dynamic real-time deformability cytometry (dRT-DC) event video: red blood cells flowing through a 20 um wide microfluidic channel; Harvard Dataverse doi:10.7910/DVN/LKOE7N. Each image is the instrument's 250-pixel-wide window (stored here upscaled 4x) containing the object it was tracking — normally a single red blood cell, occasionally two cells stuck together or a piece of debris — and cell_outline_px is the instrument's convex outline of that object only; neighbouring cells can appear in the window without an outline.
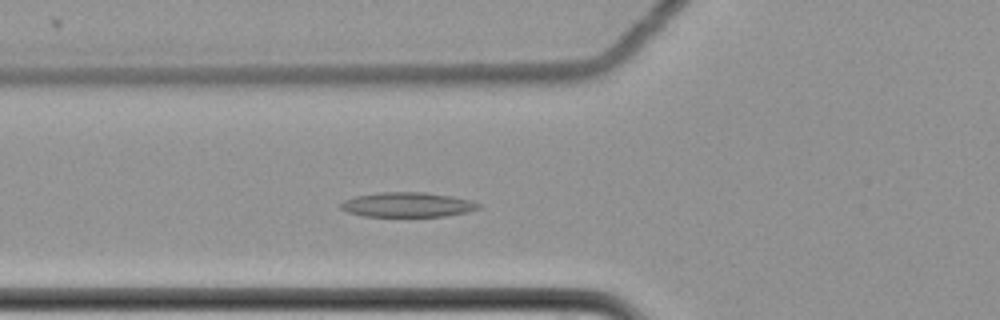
{"species": "common noctule bat (a hibernating species)", "species_latin": "Nyctalus noctula", "temperature_condition": "cold", "stored_images_in_passage": 55, "camera_frame_rate_fps": 3000, "um_per_image_px": 0.085, "animal": {"sex": "female", "body_mass_g": 22.7, "forearm_length_mm": 54.2}, "frame": {"image": 1, "passage_image": 18, "time_ms": 5.667, "image_size_px": [1000, 320], "cell_outline_px": [[480, 208], [464, 212], [444, 216], [364, 216], [348, 212], [340, 208], [340, 204], [344, 200], [356, 196], [380, 192], [424, 192], [452, 196], [468, 200], [480, 204]], "centroid_in_image_um": [34.6, 17.39], "position_along_channel_um": 91.2, "area_um2": 19.59}}
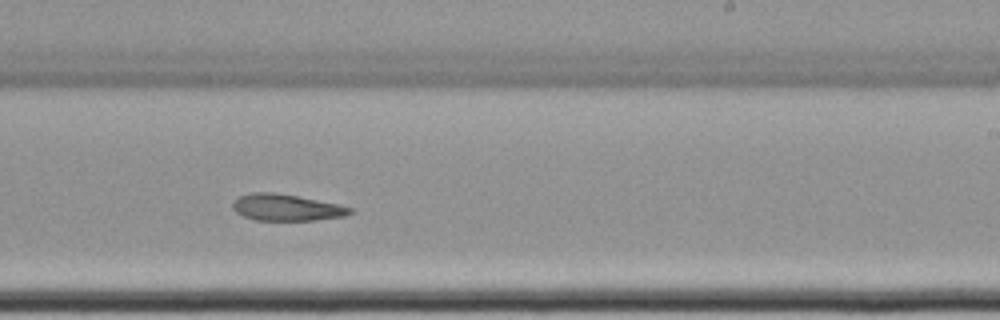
{"frame": {"image": 2, "passage_image": 33, "time_ms": 10.667, "image_size_px": [1000, 320], "cell_outline_px": [[352, 212], [344, 216], [312, 220], [256, 220], [244, 216], [236, 212], [232, 208], [232, 204], [240, 196], [252, 192], [272, 192], [296, 196], [336, 204], [352, 208]], "centroid_in_image_um": [24.3, 17.64], "position_along_channel_um": 264.7, "area_um2": 17.74}}
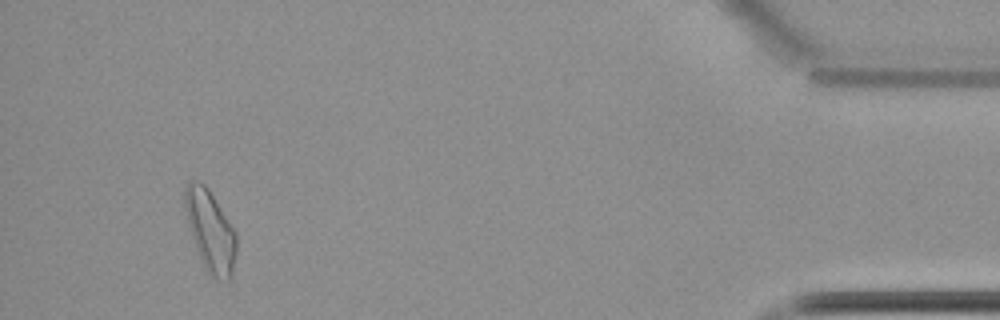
{"frame": {"image": 3, "passage_image": 52, "time_ms": 17.0, "image_size_px": [1000, 320], "cell_outline_px": [[236, 252], [232, 276], [228, 280], [212, 276], [208, 272], [196, 248], [188, 224], [184, 208], [184, 188], [188, 180], [196, 180], [204, 184], [208, 188], [236, 232]], "centroid_in_image_um": [17.86, 19.57], "position_along_channel_um": 417.3, "area_um2": 24.04}}